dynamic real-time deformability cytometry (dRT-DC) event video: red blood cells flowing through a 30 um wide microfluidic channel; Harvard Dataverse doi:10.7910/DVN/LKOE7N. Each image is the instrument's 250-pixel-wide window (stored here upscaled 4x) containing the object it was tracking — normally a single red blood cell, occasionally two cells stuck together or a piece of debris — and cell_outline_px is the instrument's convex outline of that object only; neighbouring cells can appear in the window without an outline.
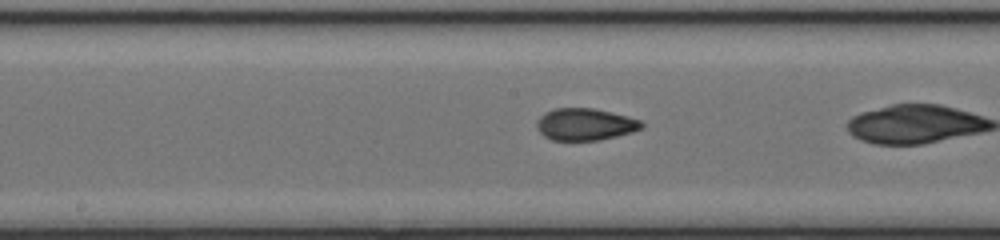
{"species": "common noctule bat (a hibernating species)", "species_latin": "Nyctalus noctula", "temperature_condition": "cold", "stored_images_in_passage": 37, "camera_frame_rate_fps": 3000, "um_per_image_px": 0.085, "animal": {"sex": "female", "body_mass_g": 17.0, "forearm_length_mm": 48.0}, "frame": {"image": 1, "passage_image": 24, "time_ms": 7.667, "image_size_px": [1000, 240], "cell_outline_px": [[644, 128], [632, 132], [600, 140], [552, 140], [544, 136], [536, 128], [536, 120], [544, 112], [556, 108], [592, 108], [628, 116], [640, 120], [644, 124]], "centroid_in_image_um": [49.72, 10.57], "position_along_channel_um": 198.5, "area_um2": 19.65}}